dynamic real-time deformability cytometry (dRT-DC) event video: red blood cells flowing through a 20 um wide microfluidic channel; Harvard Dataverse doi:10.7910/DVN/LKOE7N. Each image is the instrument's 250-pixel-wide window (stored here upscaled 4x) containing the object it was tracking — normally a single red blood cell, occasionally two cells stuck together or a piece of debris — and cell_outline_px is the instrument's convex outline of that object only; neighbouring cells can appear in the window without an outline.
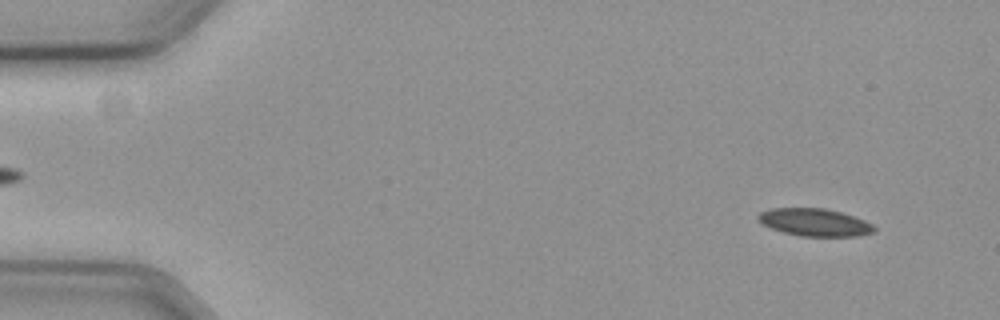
{"species": "common noctule bat (a hibernating species)", "species_latin": "Nyctalus noctula", "temperature_condition": "cold", "stored_images_in_passage": 58, "camera_frame_rate_fps": 3000, "um_per_image_px": 0.085, "animal": {"sex": "female", "body_mass_g": 19.3, "forearm_length_mm": 54.1}, "frame": {"image": 1, "passage_image": 5, "time_ms": 1.333, "image_size_px": [1000, 320], "cell_outline_px": [[876, 232], [856, 236], [800, 236], [784, 232], [772, 228], [764, 224], [756, 216], [760, 212], [772, 208], [824, 208], [840, 212], [864, 220], [872, 224], [876, 228]], "centroid_in_image_um": [69.27, 18.9], "position_along_channel_um": 15.7, "area_um2": 18.44}}
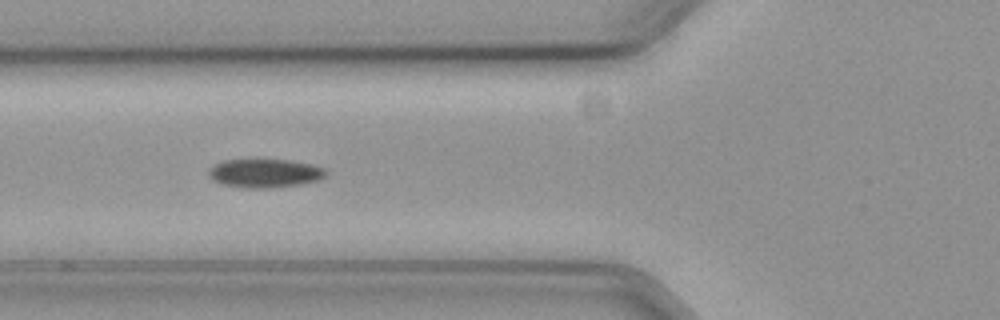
{"frame": {"image": 2, "passage_image": 22, "time_ms": 7.0, "image_size_px": [1000, 320], "cell_outline_px": [[328, 172], [324, 176], [316, 180], [300, 184], [272, 188], [244, 188], [220, 184], [212, 180], [208, 176], [208, 172], [216, 164], [224, 160], [288, 160], [308, 164], [324, 168]], "centroid_in_image_um": [22.47, 14.74], "position_along_channel_um": 103.3, "area_um2": 19.36}}
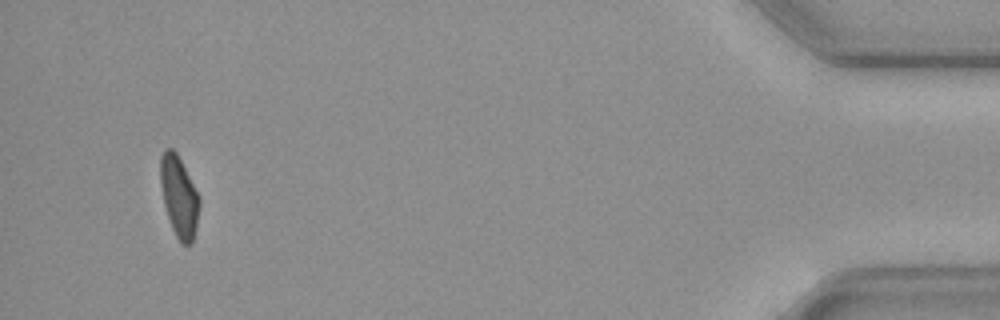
{"frame": {"image": 3, "passage_image": 55, "time_ms": 18.0, "image_size_px": [1000, 320], "cell_outline_px": [[200, 204], [192, 244], [180, 244], [172, 228], [164, 204], [160, 184], [160, 156], [164, 148], [172, 148], [176, 152], [200, 196]], "centroid_in_image_um": [15.21, 16.69], "position_along_channel_um": 420.0, "area_um2": 18.38}, "authors_computed_cell_mechanics": {"area_um2": 19.2474, "velocity_mm_per_s": 3.6148, "shape_relaxation_time_tau1_ms": 10.8089, "shape_relaxation_time_tau2_ms": null, "deformation_change_tau1": 0.158, "deformation_change_tau2": null}}